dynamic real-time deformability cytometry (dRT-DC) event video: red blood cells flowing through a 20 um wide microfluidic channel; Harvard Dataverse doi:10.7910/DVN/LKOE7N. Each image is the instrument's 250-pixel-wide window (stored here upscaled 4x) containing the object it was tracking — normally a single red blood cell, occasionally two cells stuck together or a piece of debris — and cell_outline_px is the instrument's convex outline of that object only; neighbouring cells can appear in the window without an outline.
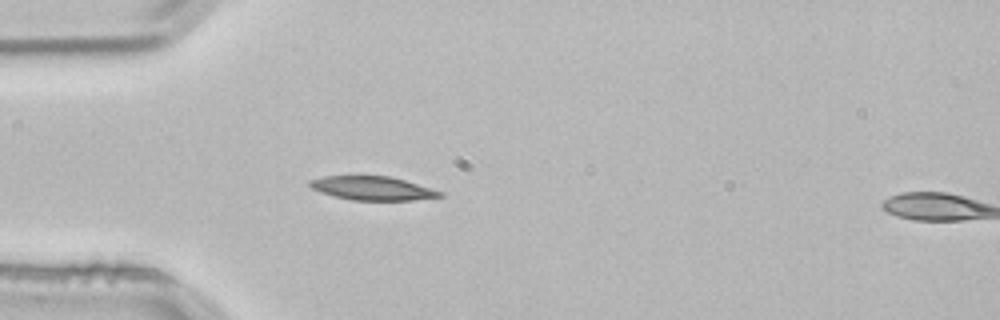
{"species": "common noctule bat (a hibernating species)", "species_latin": "Nyctalus noctula", "temperature_condition": "room temperature", "stored_images_in_passage": 3, "segment_of_instrument_passage": [1, 2], "camera_frame_rate_fps": 3000, "um_per_image_px": 0.085, "animal": {"sex": "male", "body_mass_g": 21.5, "forearm_length_mm": 52.0}, "frame": {"image": 1, "passage_image": 2, "time_ms": 0.333, "image_size_px": [1000, 320], "cell_outline_px": [[444, 196], [412, 200], [352, 200], [320, 192], [312, 188], [308, 184], [308, 180], [324, 176], [388, 176], [404, 180], [432, 188], [444, 192]], "centroid_in_image_um": [31.67, 16.0], "position_along_channel_um": 53.3, "area_um2": 17.92}}